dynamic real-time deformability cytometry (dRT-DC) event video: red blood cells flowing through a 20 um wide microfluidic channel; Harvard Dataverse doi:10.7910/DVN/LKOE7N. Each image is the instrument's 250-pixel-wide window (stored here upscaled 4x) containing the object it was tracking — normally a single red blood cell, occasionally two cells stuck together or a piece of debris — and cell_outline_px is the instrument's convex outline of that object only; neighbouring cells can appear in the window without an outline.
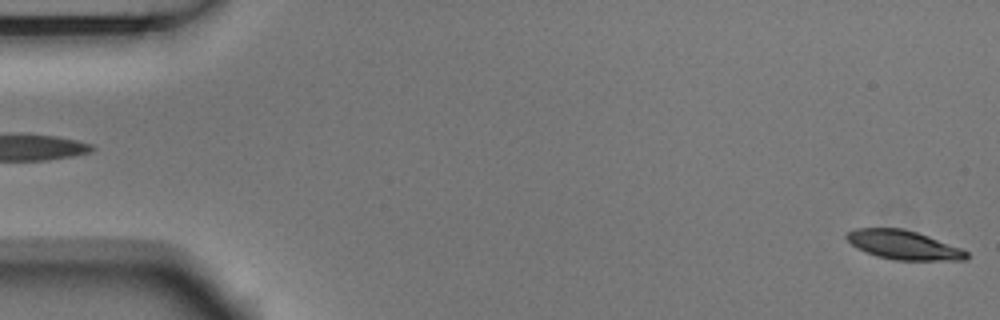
{"species": "Egyptian fruit bat (a non-hibernating species)", "species_latin": "Rousettus aegyptiacus", "temperature_condition": "room temperature", "stored_images_in_passage": 5, "camera_frame_rate_fps": 3000, "um_per_image_px": 0.085, "animal": {"sex": "male"}, "frame": {"image": 1, "passage_image": 5, "time_ms": 1.333, "image_size_px": [1000, 320], "cell_outline_px": [[968, 260], [892, 260], [876, 256], [856, 248], [844, 236], [848, 232], [856, 228], [904, 228], [928, 236], [960, 248], [968, 252]], "centroid_in_image_um": [76.78, 20.82], "position_along_channel_um": 8.2, "area_um2": 20.23}}